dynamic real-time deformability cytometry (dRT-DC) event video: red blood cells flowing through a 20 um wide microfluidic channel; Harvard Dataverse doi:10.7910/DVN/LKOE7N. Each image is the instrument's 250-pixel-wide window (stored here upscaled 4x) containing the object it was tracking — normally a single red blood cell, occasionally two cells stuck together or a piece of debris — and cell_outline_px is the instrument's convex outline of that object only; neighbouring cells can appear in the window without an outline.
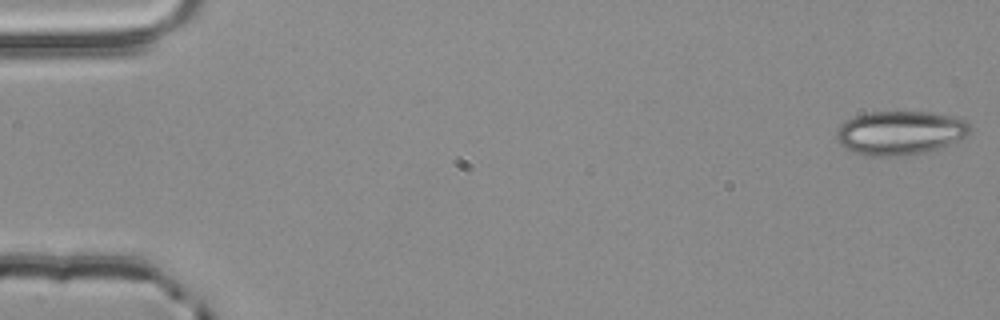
{"species": "common noctule bat (a hibernating species)", "species_latin": "Nyctalus noctula", "temperature_condition": "room temperature", "stored_images_in_passage": 54, "camera_frame_rate_fps": 3000, "um_per_image_px": 0.085, "animal": {"sex": "male", "body_mass_g": 20.4}, "frame": {"image": 1, "passage_image": 1, "time_ms": 0.0, "image_size_px": [1000, 320], "cell_outline_px": [[972, 128], [964, 136], [948, 144], [924, 152], [896, 156], [864, 156], [840, 144], [836, 140], [836, 132], [840, 124], [856, 116], [872, 112], [928, 112], [948, 116], [964, 120]], "centroid_in_image_um": [76.45, 11.29], "position_along_channel_um": 8.5, "area_um2": 33.47}}
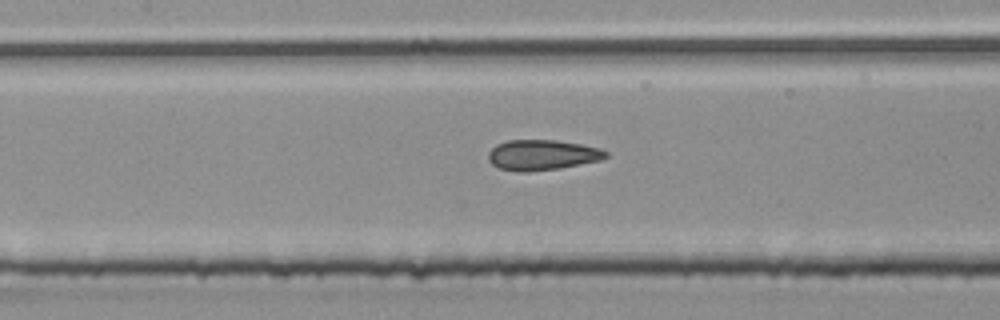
{"frame": {"image": 2, "passage_image": 25, "time_ms": 8.0, "image_size_px": [1000, 320], "cell_outline_px": [[608, 156], [600, 160], [560, 168], [532, 172], [516, 172], [500, 168], [492, 164], [488, 160], [488, 152], [496, 144], [504, 140], [556, 140], [580, 144], [600, 148], [608, 152]], "centroid_in_image_um": [46.05, 13.17], "position_along_channel_um": 161.3, "area_um2": 20.98}}
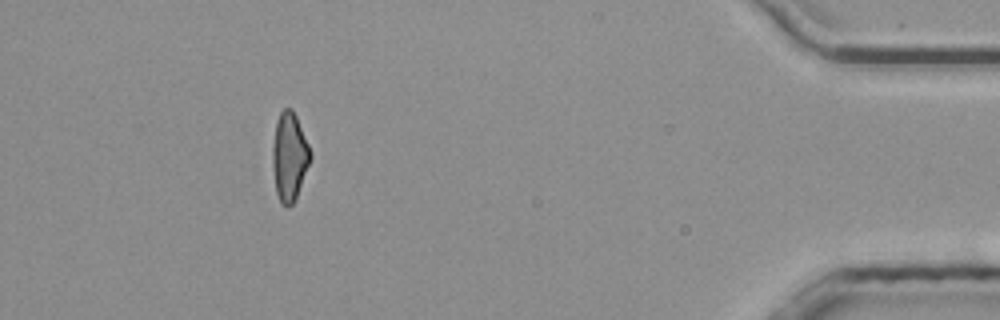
{"frame": {"image": 3, "passage_image": 49, "time_ms": 16.0, "image_size_px": [1000, 320], "cell_outline_px": [[312, 156], [296, 196], [292, 204], [288, 208], [280, 204], [276, 192], [272, 168], [272, 148], [276, 120], [280, 112], [284, 108], [292, 108], [296, 116], [312, 152]], "centroid_in_image_um": [24.58, 13.31], "position_along_channel_um": 410.6, "area_um2": 19.54}, "authors_computed_cell_mechanics": {"area_um2": 20.519, "velocity_mm_per_s": 3.8838, "shape_relaxation_time_tau1_ms": 8.446, "shape_relaxation_time_tau2_ms": 1.8431, "deformation_change_tau1": 0.1594, "deformation_change_tau2": 0.0983}}